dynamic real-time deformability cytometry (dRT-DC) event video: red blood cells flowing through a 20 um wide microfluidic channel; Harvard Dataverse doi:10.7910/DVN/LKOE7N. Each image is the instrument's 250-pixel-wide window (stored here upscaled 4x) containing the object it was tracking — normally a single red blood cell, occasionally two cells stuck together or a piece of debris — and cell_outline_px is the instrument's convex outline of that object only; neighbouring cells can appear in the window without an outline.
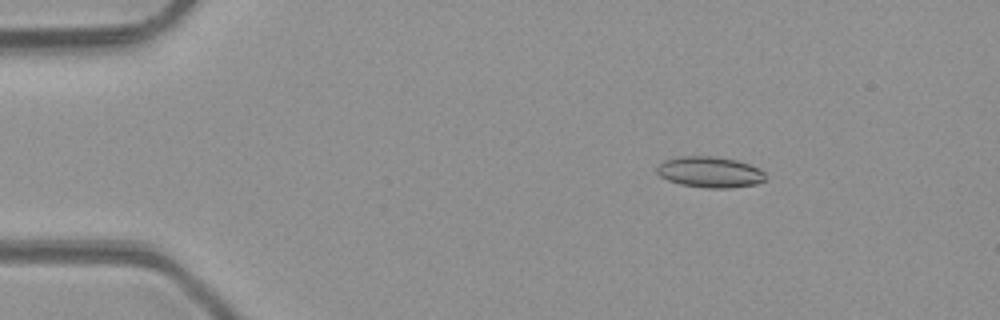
{"species": "common noctule bat (a hibernating species)", "species_latin": "Nyctalus noctula", "temperature_condition": "room temperature", "stored_images_in_passage": 4, "camera_frame_rate_fps": 3000, "um_per_image_px": 0.085, "animal": {"sex": "male", "body_mass_g": 23.1, "forearm_length_mm": 52.7}, "frame": {"image": 1, "passage_image": 2, "time_ms": 1.333, "image_size_px": [1000, 320], "cell_outline_px": [[764, 180], [756, 184], [728, 188], [708, 188], [680, 184], [668, 180], [660, 176], [656, 172], [656, 168], [664, 160], [676, 156], [712, 156], [736, 160], [760, 168], [764, 172]], "centroid_in_image_um": [60.31, 14.62], "position_along_channel_um": 24.7, "area_um2": 19.54}}
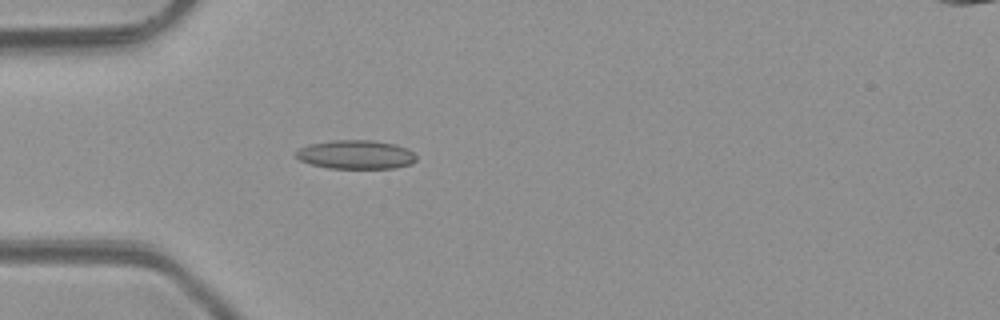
{"frame": {"image": 2, "passage_image": 4, "time_ms": 3.667, "image_size_px": [1000, 320], "cell_outline_px": [[416, 160], [412, 164], [396, 168], [328, 168], [312, 164], [300, 160], [296, 156], [296, 152], [300, 148], [308, 144], [332, 140], [372, 140], [396, 144], [408, 148], [416, 156]], "centroid_in_image_um": [30.28, 13.13], "position_along_channel_um": 54.7, "area_um2": 20.29}}